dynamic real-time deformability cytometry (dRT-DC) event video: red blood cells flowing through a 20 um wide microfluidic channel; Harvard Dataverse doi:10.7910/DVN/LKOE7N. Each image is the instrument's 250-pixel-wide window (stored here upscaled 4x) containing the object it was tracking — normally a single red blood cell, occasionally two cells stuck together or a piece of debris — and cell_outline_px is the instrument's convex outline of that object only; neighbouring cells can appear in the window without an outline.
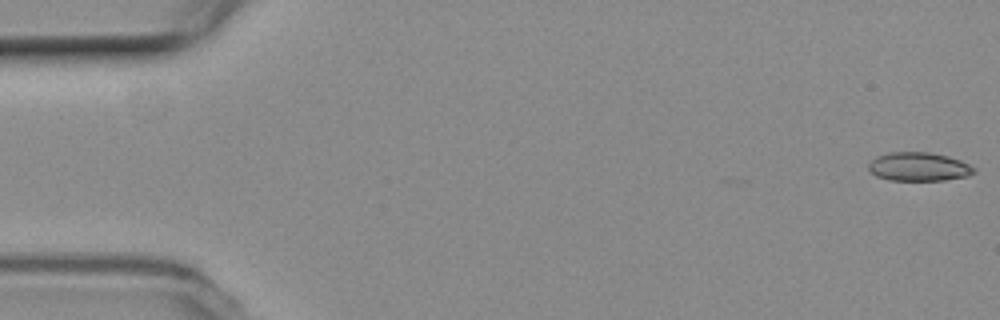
{"species": "common noctule bat (a hibernating species)", "species_latin": "Nyctalus noctula", "temperature_condition": "room temperature", "stored_images_in_passage": 54, "camera_frame_rate_fps": 3000, "um_per_image_px": 0.085, "animal": {"sex": "female", "body_mass_g": 19.3, "forearm_length_mm": 54.1}, "frame": {"image": 1, "passage_image": 1, "time_ms": 0.0, "image_size_px": [1000, 320], "cell_outline_px": [[976, 172], [968, 176], [944, 180], [888, 180], [876, 176], [868, 168], [868, 164], [876, 156], [888, 152], [928, 152], [948, 156], [960, 160], [976, 168]], "centroid_in_image_um": [78.1, 14.17], "position_along_channel_um": 6.9, "area_um2": 17.69}}
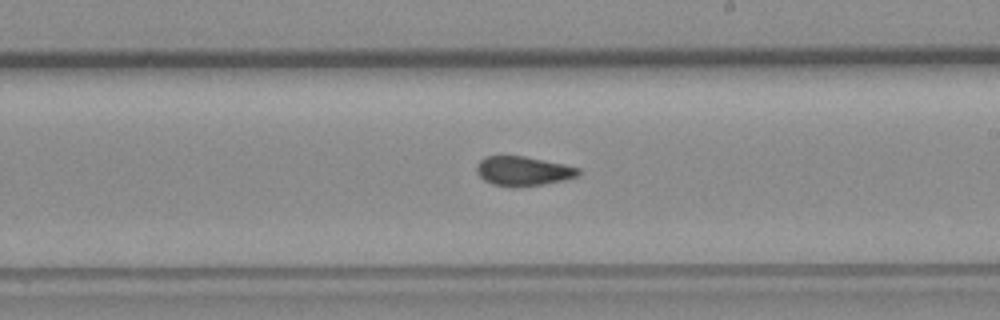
{"frame": {"image": 2, "passage_image": 31, "time_ms": 10.0, "image_size_px": [1000, 320], "cell_outline_px": [[580, 176], [564, 180], [544, 184], [516, 188], [512, 188], [492, 184], [484, 180], [476, 172], [476, 164], [484, 156], [524, 156], [564, 164], [580, 168]], "centroid_in_image_um": [44.46, 14.55], "position_along_channel_um": 244.5, "area_um2": 17.74}}
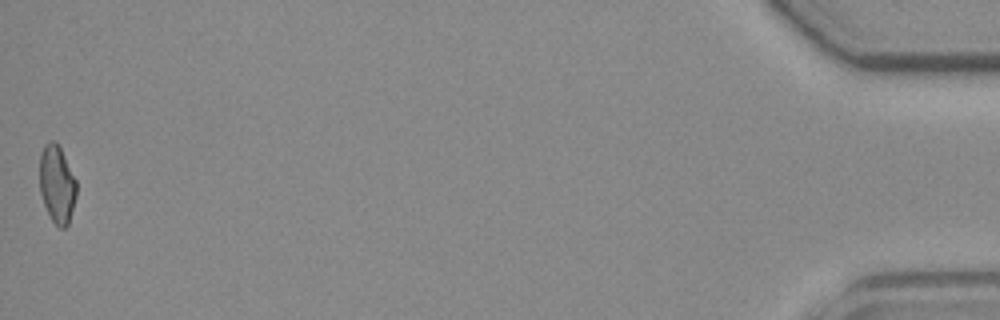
{"frame": {"image": 3, "passage_image": 54, "time_ms": 17.667, "image_size_px": [1000, 320], "cell_outline_px": [[76, 196], [68, 224], [64, 228], [60, 228], [52, 220], [44, 204], [40, 192], [40, 152], [44, 144], [48, 140], [56, 140], [76, 180]], "centroid_in_image_um": [4.83, 15.62], "position_along_channel_um": 430.4, "area_um2": 16.59}, "authors_computed_cell_mechanics": {"area_um2": 17.6868, "velocity_mm_per_s": 3.7987, "shape_relaxation_time_tau1_ms": 6.1159, "shape_relaxation_time_tau2_ms": 1.9233, "deformation_change_tau1": 0.1649, "deformation_change_tau2": 0.0832}}